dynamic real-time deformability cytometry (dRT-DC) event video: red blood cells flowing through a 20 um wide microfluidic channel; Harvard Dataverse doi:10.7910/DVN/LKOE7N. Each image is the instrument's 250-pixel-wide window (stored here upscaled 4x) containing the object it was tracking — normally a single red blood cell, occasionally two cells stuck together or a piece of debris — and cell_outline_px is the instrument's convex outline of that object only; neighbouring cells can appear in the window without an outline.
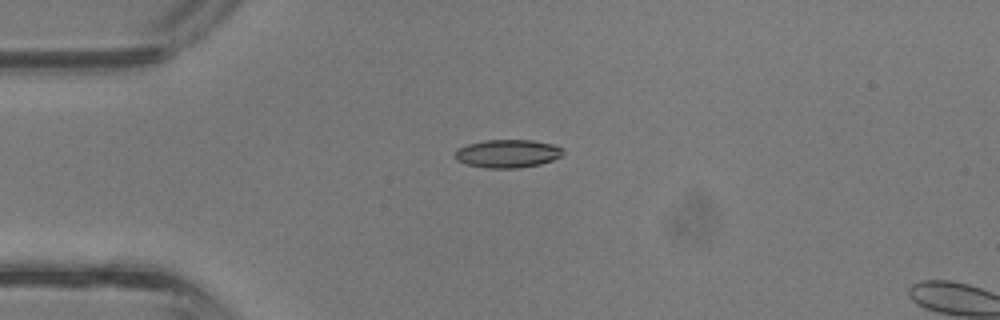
{"species": "common noctule bat (a hibernating species)", "species_latin": "Nyctalus noctula", "temperature_condition": "room temperature", "stored_images_in_passage": 3, "camera_frame_rate_fps": 3000, "um_per_image_px": 0.085, "animal": {"sex": "male", "body_mass_g": 13.3}, "frame": {"image": 1, "passage_image": 1, "time_ms": 0.0, "image_size_px": [1000, 320], "cell_outline_px": [[564, 156], [540, 164], [520, 168], [488, 168], [464, 164], [456, 160], [456, 148], [468, 144], [484, 140], [532, 140], [556, 144], [564, 148]], "centroid_in_image_um": [43.19, 13.05], "position_along_channel_um": 41.8, "area_um2": 18.03}}